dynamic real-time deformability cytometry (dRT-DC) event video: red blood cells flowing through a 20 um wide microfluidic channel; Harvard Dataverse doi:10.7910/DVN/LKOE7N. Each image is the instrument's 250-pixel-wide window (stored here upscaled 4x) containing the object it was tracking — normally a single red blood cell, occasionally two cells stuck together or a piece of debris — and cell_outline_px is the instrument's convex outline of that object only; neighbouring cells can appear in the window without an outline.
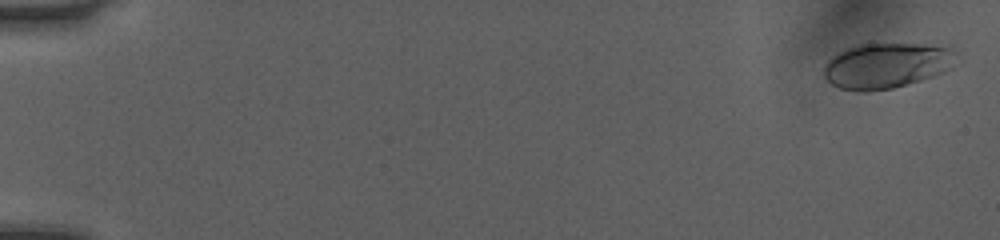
{"species": "human", "species_latin": "Homo sapiens", "temperature_condition": "room temperature", "stored_images_in_passage": 52, "camera_frame_rate_fps": 3000, "um_per_image_px": 0.085, "donor": {"sex": "female"}, "frame": {"image": 1, "passage_image": 2, "time_ms": 0.333, "image_size_px": [1000, 240], "cell_outline_px": [[952, 48], [944, 72], [920, 80], [892, 88], [864, 92], [856, 92], [840, 88], [832, 84], [824, 76], [824, 64], [832, 56], [848, 48], [860, 44], [920, 44]], "centroid_in_image_um": [75.19, 5.59], "position_along_channel_um": 9.8, "area_um2": 33.99}}
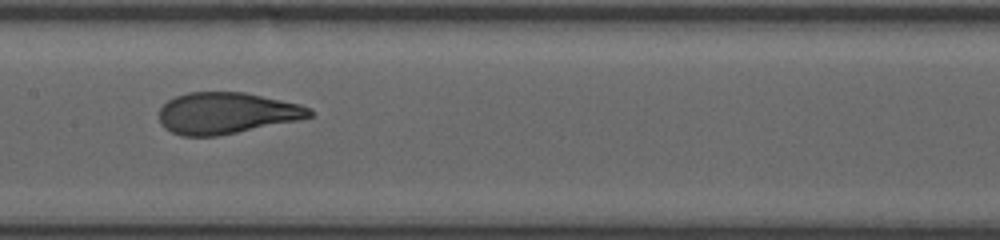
{"frame": {"image": 2, "passage_image": 28, "time_ms": 9.0, "image_size_px": [1000, 240], "cell_outline_px": [[312, 116], [296, 120], [216, 136], [180, 136], [164, 128], [160, 124], [160, 108], [168, 100], [176, 96], [188, 92], [244, 92], [300, 104], [312, 108]], "centroid_in_image_um": [19.22, 9.61], "position_along_channel_um": 188.2, "area_um2": 36.01}}
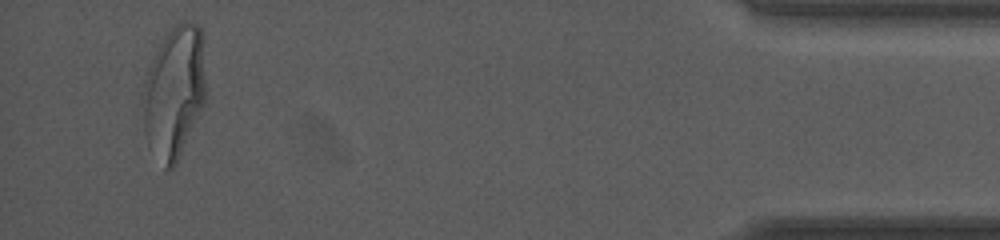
{"frame": {"image": 3, "passage_image": 50, "time_ms": 16.333, "image_size_px": [1000, 240], "cell_outline_px": [[208, 92], [204, 104], [176, 164], [168, 172], [164, 168], [148, 144], [144, 132], [140, 100], [140, 92], [148, 68], [164, 36], [180, 20], [188, 20], [196, 24], [200, 28]], "centroid_in_image_um": [14.79, 7.84], "position_along_channel_um": 420.4, "area_um2": 49.42}, "authors_computed_cell_mechanics": {"area_um2": 36.5296, "velocity_mm_per_s": 4.0658, "shape_relaxation_time_tau1_ms": 3.3677, "shape_relaxation_time_tau2_ms": null, "deformation_change_tau1": 0.2001, "deformation_change_tau2": null}}